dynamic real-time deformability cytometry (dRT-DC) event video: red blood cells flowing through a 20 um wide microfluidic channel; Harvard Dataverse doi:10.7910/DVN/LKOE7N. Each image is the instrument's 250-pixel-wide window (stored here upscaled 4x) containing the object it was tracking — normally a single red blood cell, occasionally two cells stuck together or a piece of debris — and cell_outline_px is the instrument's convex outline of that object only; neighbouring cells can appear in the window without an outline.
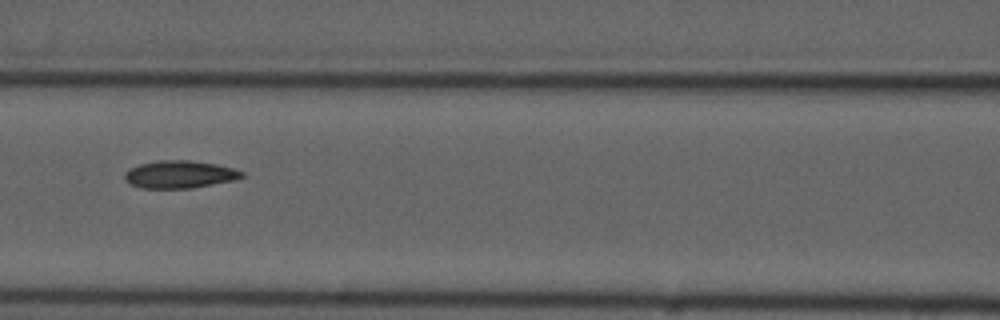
{"species": "common noctule bat (a hibernating species)", "species_latin": "Nyctalus noctula", "temperature_condition": "cold", "stored_images_in_passage": 8, "camera_frame_rate_fps": 3000, "um_per_image_px": 0.085, "animal": {"sex": "male", "forearm_length_mm": 52.5}, "frame": {"image": 1, "passage_image": 7, "time_ms": 7.333, "image_size_px": [1000, 320], "cell_outline_px": [[244, 176], [236, 180], [192, 188], [144, 188], [132, 184], [124, 180], [124, 172], [140, 164], [160, 160], [192, 160], [216, 164], [232, 168], [244, 172]], "centroid_in_image_um": [15.3, 14.82], "position_along_channel_um": 151.3, "area_um2": 18.79}}
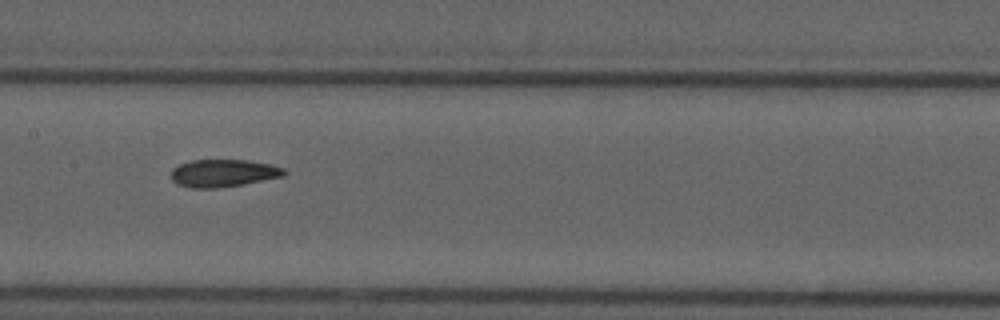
{"frame": {"image": 2, "passage_image": 8, "time_ms": 8.333, "image_size_px": [1000, 320], "cell_outline_px": [[288, 172], [284, 176], [244, 184], [216, 188], [192, 188], [176, 184], [172, 180], [172, 168], [180, 164], [192, 160], [248, 160], [272, 164], [284, 168]], "centroid_in_image_um": [19.01, 14.71], "position_along_channel_um": 188.4, "area_um2": 18.26}}